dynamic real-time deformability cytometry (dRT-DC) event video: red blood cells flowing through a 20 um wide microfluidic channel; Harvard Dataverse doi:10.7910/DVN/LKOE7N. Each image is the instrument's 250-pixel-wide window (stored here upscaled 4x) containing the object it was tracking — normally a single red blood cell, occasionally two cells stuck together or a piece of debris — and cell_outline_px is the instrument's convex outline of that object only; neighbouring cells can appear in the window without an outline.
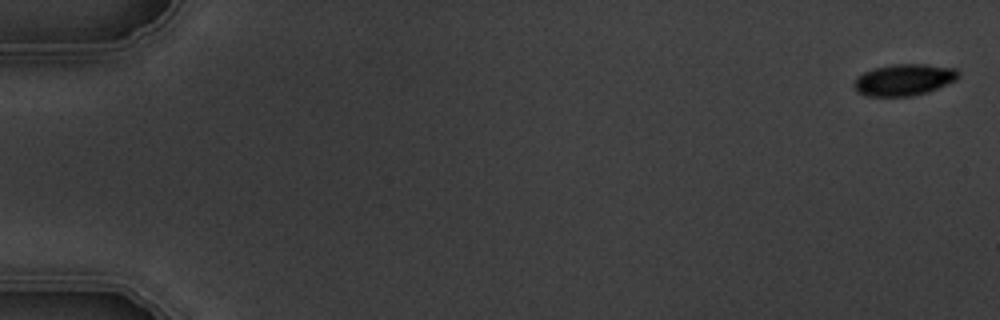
{"species": "common noctule bat (a hibernating species)", "species_latin": "Nyctalus noctula", "temperature_condition": "warm", "stored_images_in_passage": 5, "camera_frame_rate_fps": 3000, "um_per_image_px": 0.085, "animal": {"sex": "male", "body_mass_g": 19.5, "forearm_length_mm": 54.6}, "frame": {"image": 1, "passage_image": 1, "time_ms": 0.0, "image_size_px": [1000, 320], "cell_outline_px": [[960, 76], [956, 80], [928, 92], [912, 96], [864, 96], [856, 92], [852, 84], [856, 76], [872, 68], [892, 64], [928, 64], [956, 68], [960, 72]], "centroid_in_image_um": [76.81, 6.78], "position_along_channel_um": 8.2, "area_um2": 19.59}}
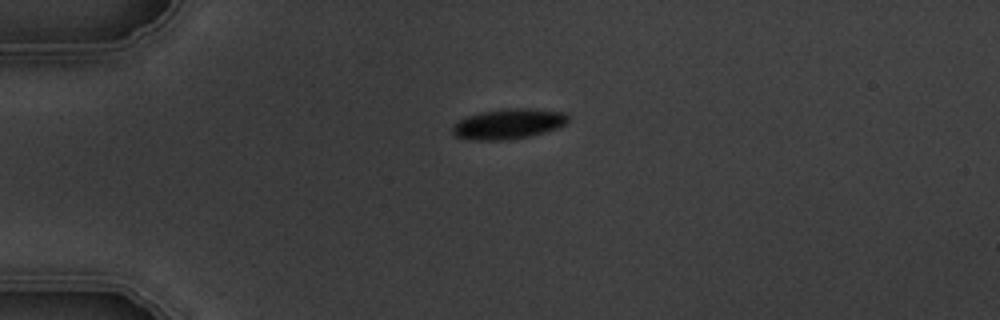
{"frame": {"image": 2, "passage_image": 4, "time_ms": 4.333, "image_size_px": [1000, 320], "cell_outline_px": [[568, 120], [564, 124], [556, 128], [544, 132], [528, 136], [508, 140], [472, 140], [456, 136], [452, 132], [452, 124], [468, 116], [480, 112], [508, 108], [532, 108], [564, 112], [568, 116]], "centroid_in_image_um": [43.19, 10.52], "position_along_channel_um": 41.8, "area_um2": 20.29}}